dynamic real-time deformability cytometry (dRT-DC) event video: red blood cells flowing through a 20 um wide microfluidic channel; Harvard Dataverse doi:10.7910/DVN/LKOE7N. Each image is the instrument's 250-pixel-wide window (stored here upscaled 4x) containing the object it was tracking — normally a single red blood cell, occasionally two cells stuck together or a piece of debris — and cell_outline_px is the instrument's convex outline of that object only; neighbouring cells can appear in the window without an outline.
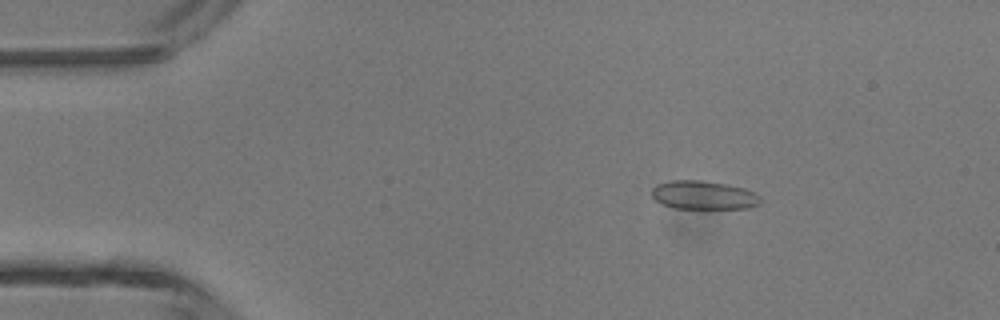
{"species": "common noctule bat (a hibernating species)", "species_latin": "Nyctalus noctula", "temperature_condition": "room temperature", "stored_images_in_passage": 5, "camera_frame_rate_fps": 3000, "um_per_image_px": 0.085, "animal": {"sex": "male", "body_mass_g": 13.3}, "frame": {"image": 1, "passage_image": 3, "time_ms": 0.667, "image_size_px": [1000, 320], "cell_outline_px": [[760, 204], [748, 208], [672, 208], [656, 200], [652, 196], [652, 188], [656, 184], [672, 180], [700, 180], [728, 184], [744, 188], [756, 192], [760, 196]], "centroid_in_image_um": [59.82, 16.57], "position_along_channel_um": 25.2, "area_um2": 18.15}}